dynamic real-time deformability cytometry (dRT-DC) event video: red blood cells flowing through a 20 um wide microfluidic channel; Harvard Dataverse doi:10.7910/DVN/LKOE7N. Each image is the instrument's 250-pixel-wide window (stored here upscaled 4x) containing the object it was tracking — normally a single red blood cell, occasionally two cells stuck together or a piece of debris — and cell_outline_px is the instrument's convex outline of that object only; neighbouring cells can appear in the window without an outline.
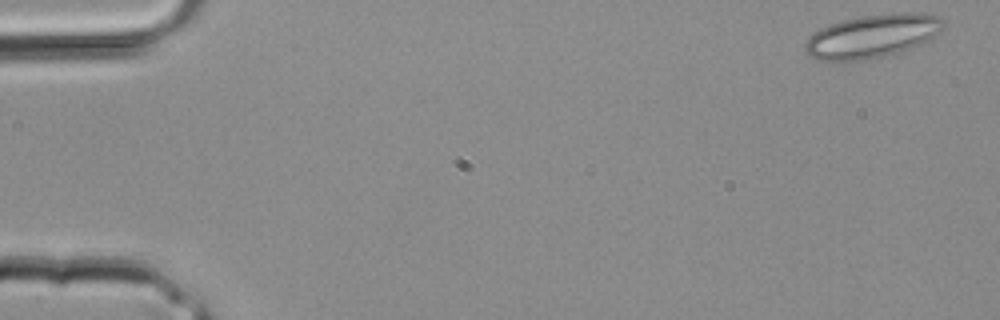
{"species": "common noctule bat (a hibernating species)", "species_latin": "Nyctalus noctula", "temperature_condition": "room temperature", "stored_images_in_passage": 3, "camera_frame_rate_fps": 3000, "um_per_image_px": 0.085, "animal": {"sex": "male", "body_mass_g": 20.4}, "frame": {"image": 1, "passage_image": 1, "time_ms": 0.0, "image_size_px": [1000, 320], "cell_outline_px": [[944, 24], [940, 32], [928, 40], [908, 48], [884, 56], [864, 60], [820, 60], [812, 56], [804, 48], [804, 44], [808, 36], [820, 28], [840, 20], [860, 16], [904, 12], [916, 12], [936, 16], [944, 20]], "centroid_in_image_um": [74.12, 3.05], "position_along_channel_um": 10.9, "area_um2": 34.56}}